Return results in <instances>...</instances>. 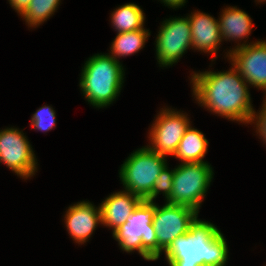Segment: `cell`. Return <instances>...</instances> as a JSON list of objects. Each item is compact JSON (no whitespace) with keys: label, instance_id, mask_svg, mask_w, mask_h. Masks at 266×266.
I'll return each mask as SVG.
<instances>
[{"label":"cell","instance_id":"obj_2","mask_svg":"<svg viewBox=\"0 0 266 266\" xmlns=\"http://www.w3.org/2000/svg\"><path fill=\"white\" fill-rule=\"evenodd\" d=\"M228 251L221 231L213 223L197 217L188 233L178 236L164 254L169 266H225Z\"/></svg>","mask_w":266,"mask_h":266},{"label":"cell","instance_id":"obj_12","mask_svg":"<svg viewBox=\"0 0 266 266\" xmlns=\"http://www.w3.org/2000/svg\"><path fill=\"white\" fill-rule=\"evenodd\" d=\"M64 216L68 234L78 244L86 243L98 224H102L100 206L95 207L89 201L74 203Z\"/></svg>","mask_w":266,"mask_h":266},{"label":"cell","instance_id":"obj_6","mask_svg":"<svg viewBox=\"0 0 266 266\" xmlns=\"http://www.w3.org/2000/svg\"><path fill=\"white\" fill-rule=\"evenodd\" d=\"M213 174L207 162L180 163L175 167L172 193L166 202L185 205L199 212Z\"/></svg>","mask_w":266,"mask_h":266},{"label":"cell","instance_id":"obj_17","mask_svg":"<svg viewBox=\"0 0 266 266\" xmlns=\"http://www.w3.org/2000/svg\"><path fill=\"white\" fill-rule=\"evenodd\" d=\"M148 29H138L131 32L117 33L115 39L111 43L110 53L115 60L139 52L151 35Z\"/></svg>","mask_w":266,"mask_h":266},{"label":"cell","instance_id":"obj_5","mask_svg":"<svg viewBox=\"0 0 266 266\" xmlns=\"http://www.w3.org/2000/svg\"><path fill=\"white\" fill-rule=\"evenodd\" d=\"M166 158L148 146L131 153L119 170L124 189L144 200L151 192L160 172L168 165Z\"/></svg>","mask_w":266,"mask_h":266},{"label":"cell","instance_id":"obj_4","mask_svg":"<svg viewBox=\"0 0 266 266\" xmlns=\"http://www.w3.org/2000/svg\"><path fill=\"white\" fill-rule=\"evenodd\" d=\"M155 202L142 200L123 225L112 233L122 251H137L144 260H157V236L153 228Z\"/></svg>","mask_w":266,"mask_h":266},{"label":"cell","instance_id":"obj_21","mask_svg":"<svg viewBox=\"0 0 266 266\" xmlns=\"http://www.w3.org/2000/svg\"><path fill=\"white\" fill-rule=\"evenodd\" d=\"M34 130L48 132L56 125V113L52 106L44 105L36 110L31 118Z\"/></svg>","mask_w":266,"mask_h":266},{"label":"cell","instance_id":"obj_10","mask_svg":"<svg viewBox=\"0 0 266 266\" xmlns=\"http://www.w3.org/2000/svg\"><path fill=\"white\" fill-rule=\"evenodd\" d=\"M157 114L149 131L148 147L160 155L173 157L191 121L185 113L168 107Z\"/></svg>","mask_w":266,"mask_h":266},{"label":"cell","instance_id":"obj_14","mask_svg":"<svg viewBox=\"0 0 266 266\" xmlns=\"http://www.w3.org/2000/svg\"><path fill=\"white\" fill-rule=\"evenodd\" d=\"M142 201L140 197L123 190L115 192L100 204L102 225L112 229V233L123 225Z\"/></svg>","mask_w":266,"mask_h":266},{"label":"cell","instance_id":"obj_16","mask_svg":"<svg viewBox=\"0 0 266 266\" xmlns=\"http://www.w3.org/2000/svg\"><path fill=\"white\" fill-rule=\"evenodd\" d=\"M208 145L209 142L205 135L190 124L173 156L181 163L206 162L203 159L207 153Z\"/></svg>","mask_w":266,"mask_h":266},{"label":"cell","instance_id":"obj_26","mask_svg":"<svg viewBox=\"0 0 266 266\" xmlns=\"http://www.w3.org/2000/svg\"><path fill=\"white\" fill-rule=\"evenodd\" d=\"M201 266H221V265H205V264H203Z\"/></svg>","mask_w":266,"mask_h":266},{"label":"cell","instance_id":"obj_25","mask_svg":"<svg viewBox=\"0 0 266 266\" xmlns=\"http://www.w3.org/2000/svg\"><path fill=\"white\" fill-rule=\"evenodd\" d=\"M255 2L264 3V2H266V0H256Z\"/></svg>","mask_w":266,"mask_h":266},{"label":"cell","instance_id":"obj_20","mask_svg":"<svg viewBox=\"0 0 266 266\" xmlns=\"http://www.w3.org/2000/svg\"><path fill=\"white\" fill-rule=\"evenodd\" d=\"M168 168L169 167L166 165L165 168H163V170L160 172V175L154 181L151 192L144 199L145 201L154 202L160 192L163 193L165 200L170 197L173 188V175L175 168L173 170Z\"/></svg>","mask_w":266,"mask_h":266},{"label":"cell","instance_id":"obj_8","mask_svg":"<svg viewBox=\"0 0 266 266\" xmlns=\"http://www.w3.org/2000/svg\"><path fill=\"white\" fill-rule=\"evenodd\" d=\"M156 36V59L159 67L176 64L189 48L192 49L188 16L164 20Z\"/></svg>","mask_w":266,"mask_h":266},{"label":"cell","instance_id":"obj_13","mask_svg":"<svg viewBox=\"0 0 266 266\" xmlns=\"http://www.w3.org/2000/svg\"><path fill=\"white\" fill-rule=\"evenodd\" d=\"M191 35L192 49L199 52L211 53L213 59H216V53L221 46L222 40L219 22L210 14L195 11L188 15Z\"/></svg>","mask_w":266,"mask_h":266},{"label":"cell","instance_id":"obj_9","mask_svg":"<svg viewBox=\"0 0 266 266\" xmlns=\"http://www.w3.org/2000/svg\"><path fill=\"white\" fill-rule=\"evenodd\" d=\"M0 163L22 179H28L37 171V159L26 135L19 128L0 130Z\"/></svg>","mask_w":266,"mask_h":266},{"label":"cell","instance_id":"obj_18","mask_svg":"<svg viewBox=\"0 0 266 266\" xmlns=\"http://www.w3.org/2000/svg\"><path fill=\"white\" fill-rule=\"evenodd\" d=\"M145 13L135 3H126L111 13V23L116 33L131 32L144 29Z\"/></svg>","mask_w":266,"mask_h":266},{"label":"cell","instance_id":"obj_11","mask_svg":"<svg viewBox=\"0 0 266 266\" xmlns=\"http://www.w3.org/2000/svg\"><path fill=\"white\" fill-rule=\"evenodd\" d=\"M228 58L251 87L266 93V40L233 49Z\"/></svg>","mask_w":266,"mask_h":266},{"label":"cell","instance_id":"obj_1","mask_svg":"<svg viewBox=\"0 0 266 266\" xmlns=\"http://www.w3.org/2000/svg\"><path fill=\"white\" fill-rule=\"evenodd\" d=\"M192 94L201 107L230 121L247 124L254 110L249 84L232 65L223 72L191 73Z\"/></svg>","mask_w":266,"mask_h":266},{"label":"cell","instance_id":"obj_23","mask_svg":"<svg viewBox=\"0 0 266 266\" xmlns=\"http://www.w3.org/2000/svg\"><path fill=\"white\" fill-rule=\"evenodd\" d=\"M11 7L21 15L29 6L31 0H8Z\"/></svg>","mask_w":266,"mask_h":266},{"label":"cell","instance_id":"obj_24","mask_svg":"<svg viewBox=\"0 0 266 266\" xmlns=\"http://www.w3.org/2000/svg\"><path fill=\"white\" fill-rule=\"evenodd\" d=\"M162 3H164L165 6H167L168 8H181L182 6L185 5L186 0H160Z\"/></svg>","mask_w":266,"mask_h":266},{"label":"cell","instance_id":"obj_19","mask_svg":"<svg viewBox=\"0 0 266 266\" xmlns=\"http://www.w3.org/2000/svg\"><path fill=\"white\" fill-rule=\"evenodd\" d=\"M61 0H31L27 9L20 15L28 27L35 28L54 15Z\"/></svg>","mask_w":266,"mask_h":266},{"label":"cell","instance_id":"obj_7","mask_svg":"<svg viewBox=\"0 0 266 266\" xmlns=\"http://www.w3.org/2000/svg\"><path fill=\"white\" fill-rule=\"evenodd\" d=\"M198 213L185 205L166 202L160 207L155 203L152 225L157 236V260L178 236L188 233Z\"/></svg>","mask_w":266,"mask_h":266},{"label":"cell","instance_id":"obj_15","mask_svg":"<svg viewBox=\"0 0 266 266\" xmlns=\"http://www.w3.org/2000/svg\"><path fill=\"white\" fill-rule=\"evenodd\" d=\"M219 28L222 40L235 41L237 45L226 52V57H229L230 52L233 49H238L244 45H249L247 40H244L241 44L240 40L248 38L253 29V23L250 16L243 10L235 7H226L222 10L218 19ZM240 41V43H239ZM247 43V44H246Z\"/></svg>","mask_w":266,"mask_h":266},{"label":"cell","instance_id":"obj_3","mask_svg":"<svg viewBox=\"0 0 266 266\" xmlns=\"http://www.w3.org/2000/svg\"><path fill=\"white\" fill-rule=\"evenodd\" d=\"M108 53L94 54L82 67L80 90L95 108L109 106L119 96L124 83V68Z\"/></svg>","mask_w":266,"mask_h":266},{"label":"cell","instance_id":"obj_22","mask_svg":"<svg viewBox=\"0 0 266 266\" xmlns=\"http://www.w3.org/2000/svg\"><path fill=\"white\" fill-rule=\"evenodd\" d=\"M262 108L259 112L253 110L247 124H254L256 126L257 134L262 138L263 143L266 144V97L263 100Z\"/></svg>","mask_w":266,"mask_h":266}]
</instances>
